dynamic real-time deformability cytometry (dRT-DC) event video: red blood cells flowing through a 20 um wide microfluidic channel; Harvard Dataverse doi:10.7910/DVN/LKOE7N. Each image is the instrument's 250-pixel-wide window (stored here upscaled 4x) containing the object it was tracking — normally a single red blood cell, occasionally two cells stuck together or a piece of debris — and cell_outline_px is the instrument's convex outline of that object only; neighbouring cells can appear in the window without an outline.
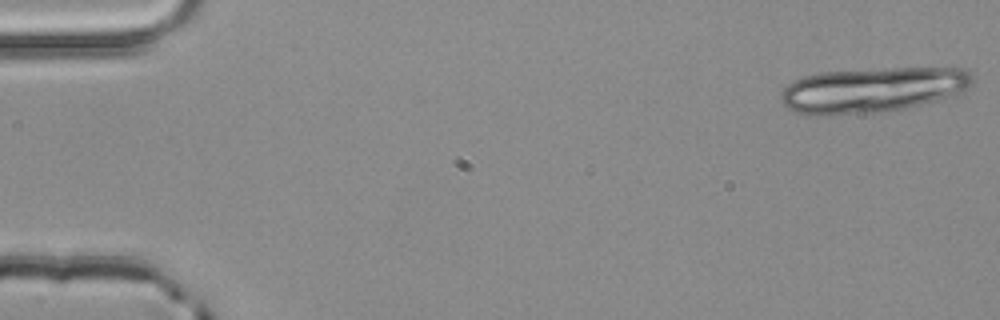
{"species": "common noctule bat (a hibernating species)", "species_latin": "Nyctalus noctula", "temperature_condition": "room temperature", "stored_images_in_passage": 4, "camera_frame_rate_fps": 3000, "um_per_image_px": 0.085, "animal": {"sex": "male", "body_mass_g": 20.4}, "frame": {"image": 1, "passage_image": 1, "time_ms": 0.0, "image_size_px": [1000, 320], "cell_outline_px": [[972, 84], [964, 92], [940, 100], [888, 112], [824, 116], [820, 116], [796, 112], [788, 108], [780, 100], [780, 96], [784, 88], [792, 80], [804, 76], [820, 72], [896, 68], [964, 68], [972, 72]], "centroid_in_image_um": [74.18, 7.65], "position_along_channel_um": 10.8, "area_um2": 51.04}}